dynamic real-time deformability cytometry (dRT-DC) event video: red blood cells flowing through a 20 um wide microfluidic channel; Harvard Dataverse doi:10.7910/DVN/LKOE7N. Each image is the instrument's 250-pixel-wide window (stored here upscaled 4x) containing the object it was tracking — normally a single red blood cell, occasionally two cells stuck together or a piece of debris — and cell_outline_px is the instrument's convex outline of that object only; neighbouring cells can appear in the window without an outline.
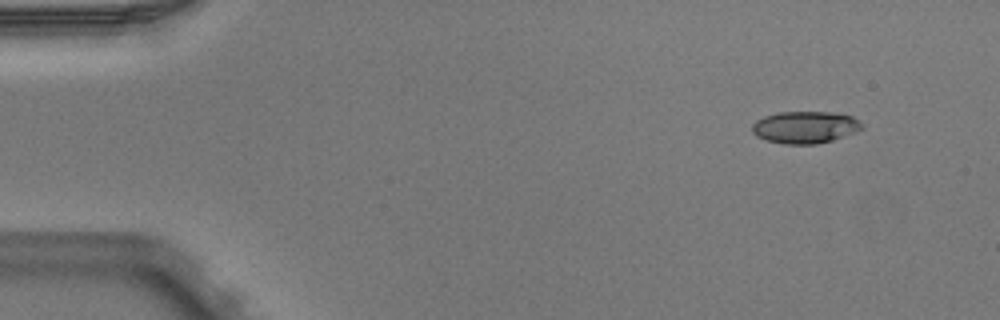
{"species": "Egyptian fruit bat (a non-hibernating species)", "species_latin": "Rousettus aegyptiacus", "temperature_condition": "warm", "stored_images_in_passage": 3, "camera_frame_rate_fps": 3000, "um_per_image_px": 0.085, "animal": {"sex": "male"}, "frame": {"image": 1, "passage_image": 1, "time_ms": 0.0, "image_size_px": [1000, 320], "cell_outline_px": [[864, 128], [856, 132], [832, 140], [816, 144], [784, 144], [768, 140], [756, 136], [752, 132], [752, 124], [756, 120], [764, 116], [780, 112], [832, 112], [852, 116], [860, 120], [864, 124]], "centroid_in_image_um": [68.46, 10.81], "position_along_channel_um": 16.5, "area_um2": 20.63}}